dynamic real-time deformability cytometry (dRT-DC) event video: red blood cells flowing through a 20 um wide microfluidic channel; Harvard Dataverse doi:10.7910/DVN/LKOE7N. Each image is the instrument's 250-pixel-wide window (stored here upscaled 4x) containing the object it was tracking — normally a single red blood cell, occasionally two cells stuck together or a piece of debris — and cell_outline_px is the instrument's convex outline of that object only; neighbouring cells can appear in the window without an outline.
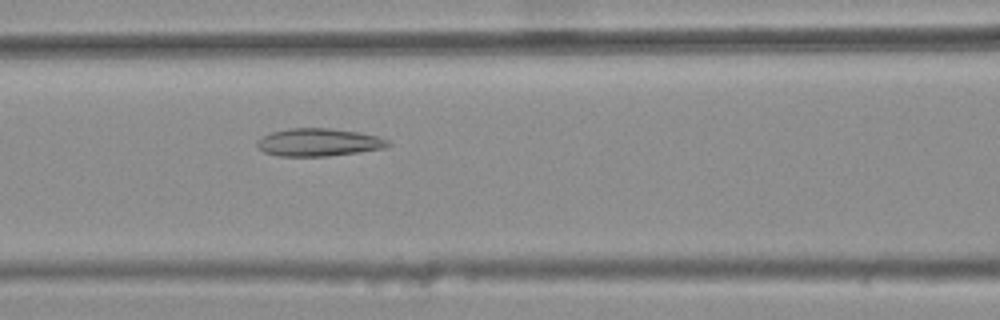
{"species": "common noctule bat (a hibernating species)", "species_latin": "Nyctalus noctula", "temperature_condition": "warm", "stored_images_in_passage": 34, "camera_frame_rate_fps": 3000, "um_per_image_px": 0.085, "animal": {"sex": "female", "body_mass_g": 25.1}, "frame": {"image": 1, "passage_image": 8, "time_ms": 2.333, "image_size_px": [1000, 320], "cell_outline_px": [[392, 144], [384, 148], [328, 156], [280, 156], [264, 152], [256, 144], [256, 140], [272, 132], [288, 128], [328, 128], [360, 132], [376, 136], [388, 140]], "centroid_in_image_um": [27.08, 12.09], "position_along_channel_um": 139.5, "area_um2": 21.04}}
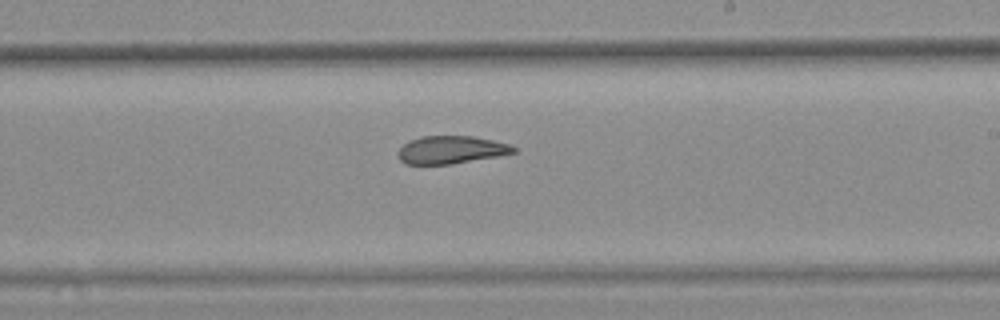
{"frame": {"image": 2, "passage_image": 17, "time_ms": 5.333, "image_size_px": [1000, 320], "cell_outline_px": [[516, 152], [496, 156], [452, 164], [404, 164], [396, 156], [396, 152], [404, 144], [420, 136], [472, 136], [492, 140], [508, 144], [516, 148]], "centroid_in_image_um": [38.29, 12.74], "position_along_channel_um": 250.7, "area_um2": 18.61}}
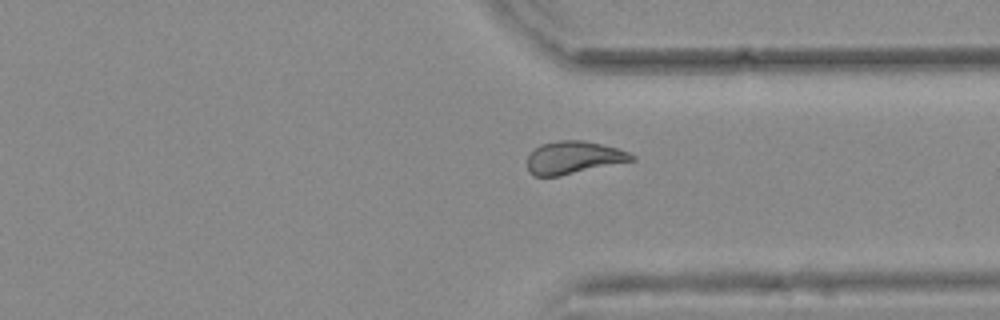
{"frame": {"image": 3, "passage_image": 26, "time_ms": 8.333, "image_size_px": [1000, 320], "cell_outline_px": [[636, 160], [560, 176], [532, 176], [528, 172], [528, 156], [540, 144], [560, 140], [580, 140], [600, 144], [616, 148], [628, 152], [636, 156]], "centroid_in_image_um": [48.75, 13.41], "position_along_channel_um": 362.6, "area_um2": 19.83}, "authors_computed_cell_mechanics": {"area_um2": 20.0277, "velocity_mm_per_s": 3.7135, "shape_relaxation_time_tau1_ms": null, "shape_relaxation_time_tau2_ms": 2.1164, "deformation_change_tau1": null, "deformation_change_tau2": 0.0894}}